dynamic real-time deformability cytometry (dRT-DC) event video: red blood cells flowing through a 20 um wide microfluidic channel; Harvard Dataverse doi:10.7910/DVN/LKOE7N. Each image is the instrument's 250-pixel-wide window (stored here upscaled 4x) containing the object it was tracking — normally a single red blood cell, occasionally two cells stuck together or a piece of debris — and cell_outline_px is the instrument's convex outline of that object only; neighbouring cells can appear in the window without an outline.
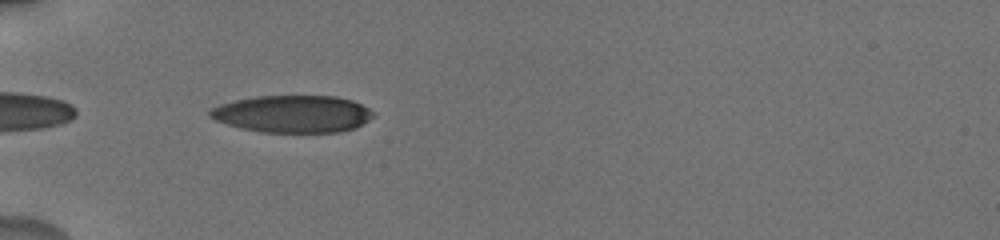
{"species": "human", "species_latin": "Homo sapiens", "temperature_condition": "cold", "stored_images_in_passage": 40, "camera_frame_rate_fps": 3000, "um_per_image_px": 0.085, "donor": {"sex": "male"}, "frame": {"image": 1, "passage_image": 2, "time_ms": 0.667, "image_size_px": [1000, 240], "cell_outline_px": [[376, 112], [368, 120], [356, 128], [340, 132], [260, 132], [240, 128], [216, 120], [208, 116], [208, 112], [212, 108], [220, 104], [236, 100], [256, 96], [336, 96], [352, 100]], "centroid_in_image_um": [24.89, 9.68], "position_along_channel_um": 60.1, "area_um2": 35.43}}
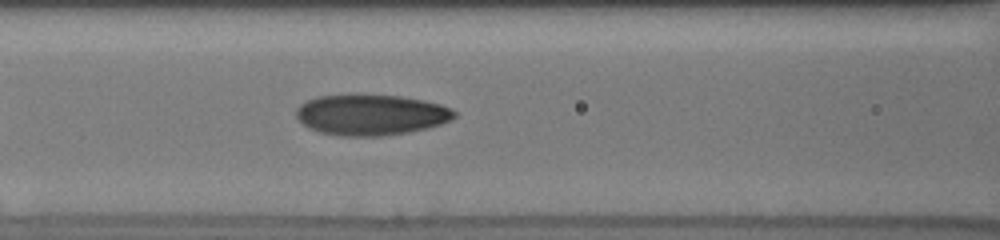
{"frame": {"image": 2, "passage_image": 9, "time_ms": 3.0, "image_size_px": [1000, 240], "cell_outline_px": [[456, 116], [452, 120], [428, 128], [408, 132], [380, 136], [340, 136], [320, 132], [308, 128], [296, 116], [296, 108], [300, 104], [316, 96], [400, 96], [424, 100], [440, 104], [452, 108], [456, 112]], "centroid_in_image_um": [31.56, 9.77], "position_along_channel_um": 135.0, "area_um2": 37.28}}
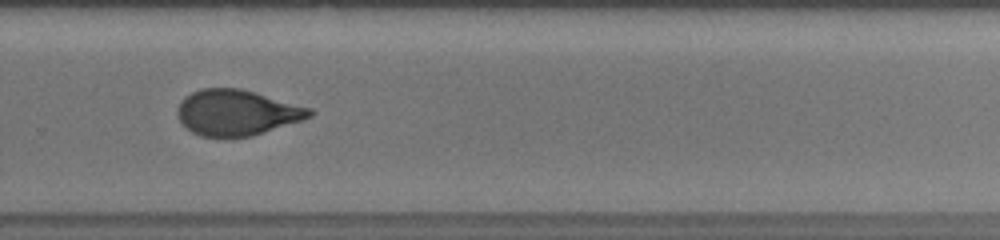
{"frame": {"image": 3, "passage_image": 22, "time_ms": 7.667, "image_size_px": [1000, 240], "cell_outline_px": [[316, 112], [312, 116], [252, 136], [200, 136], [192, 132], [180, 120], [176, 112], [176, 108], [180, 100], [192, 92], [200, 88], [240, 88], [256, 92], [312, 108]], "centroid_in_image_um": [20.12, 9.54], "position_along_channel_um": 309.7, "area_um2": 35.03}, "authors_computed_cell_mechanics": {"area_um2": 35.3158, "velocity_mm_per_s": 3.7534, "shape_relaxation_time_tau1_ms": 5.1687, "shape_relaxation_time_tau2_ms": 1.5713, "deformation_change_tau1": 0.1883, "deformation_change_tau2": 0.08}}